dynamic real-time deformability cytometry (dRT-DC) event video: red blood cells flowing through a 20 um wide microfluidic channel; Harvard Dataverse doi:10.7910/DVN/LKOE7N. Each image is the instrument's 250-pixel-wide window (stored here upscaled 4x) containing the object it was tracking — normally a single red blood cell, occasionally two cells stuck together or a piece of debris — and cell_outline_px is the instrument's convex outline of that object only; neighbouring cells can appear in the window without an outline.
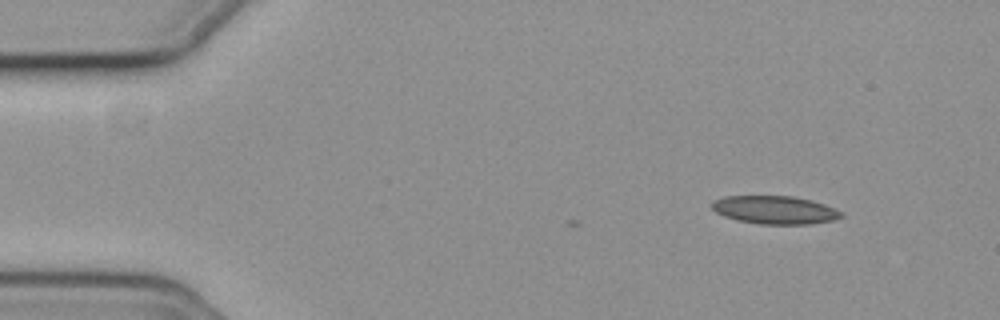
{"species": "common noctule bat (a hibernating species)", "species_latin": "Nyctalus noctula", "temperature_condition": "cold", "stored_images_in_passage": 4, "camera_frame_rate_fps": 3000, "um_per_image_px": 0.085, "animal": {"sex": "female", "body_mass_g": 19.3, "forearm_length_mm": 54.1}, "frame": {"image": 1, "passage_image": 1, "time_ms": 0.0, "image_size_px": [1000, 320], "cell_outline_px": [[844, 216], [832, 220], [808, 224], [760, 224], [736, 220], [724, 216], [716, 212], [712, 208], [712, 204], [716, 200], [724, 196], [792, 196], [812, 200], [824, 204], [840, 212]], "centroid_in_image_um": [65.84, 17.84], "position_along_channel_um": 19.2, "area_um2": 20.98}}